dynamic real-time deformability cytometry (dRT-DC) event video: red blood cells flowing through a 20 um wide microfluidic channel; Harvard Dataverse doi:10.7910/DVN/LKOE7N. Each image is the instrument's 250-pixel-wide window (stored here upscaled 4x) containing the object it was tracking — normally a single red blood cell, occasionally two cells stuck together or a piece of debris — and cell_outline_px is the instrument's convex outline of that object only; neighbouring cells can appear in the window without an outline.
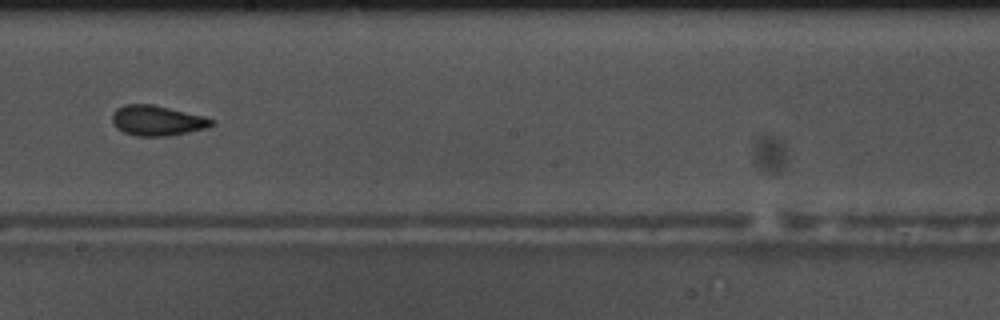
{"species": "common noctule bat (a hibernating species)", "species_latin": "Nyctalus noctula", "temperature_condition": "warm", "stored_images_in_passage": 44, "camera_frame_rate_fps": 3000, "um_per_image_px": 0.085, "animal": {"sex": "male", "body_mass_g": 17.5, "forearm_length_mm": 52.3}, "frame": {"image": 1, "passage_image": 19, "time_ms": 6.0, "image_size_px": [1000, 320], "cell_outline_px": [[216, 124], [208, 128], [168, 136], [136, 136], [124, 132], [116, 128], [112, 124], [112, 112], [116, 108], [124, 104], [152, 104], [204, 116], [212, 120]], "centroid_in_image_um": [13.33, 10.25], "position_along_channel_um": 234.9, "area_um2": 17.63}}
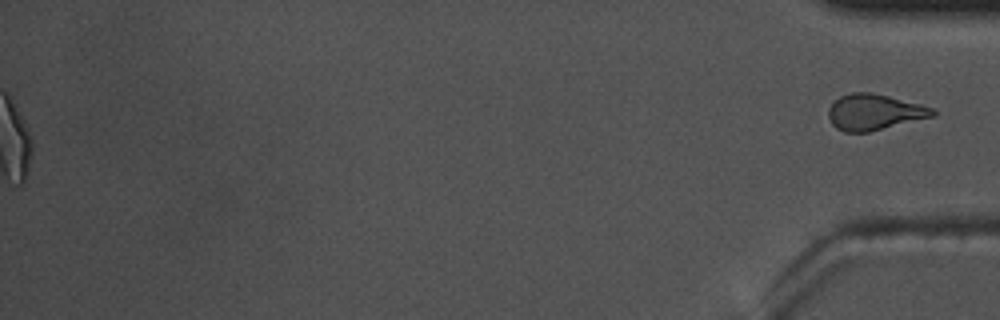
{"frame": {"image": 2, "passage_image": 44, "time_ms": 14.333, "image_size_px": [1000, 320], "cell_outline_px": [[936, 116], [868, 132], [844, 132], [836, 128], [832, 124], [828, 116], [828, 108], [840, 96], [852, 92], [868, 92], [888, 96], [920, 104], [932, 108], [936, 112]], "centroid_in_image_um": [74.31, 9.54], "position_along_channel_um": 360.9, "area_um2": 21.73}}